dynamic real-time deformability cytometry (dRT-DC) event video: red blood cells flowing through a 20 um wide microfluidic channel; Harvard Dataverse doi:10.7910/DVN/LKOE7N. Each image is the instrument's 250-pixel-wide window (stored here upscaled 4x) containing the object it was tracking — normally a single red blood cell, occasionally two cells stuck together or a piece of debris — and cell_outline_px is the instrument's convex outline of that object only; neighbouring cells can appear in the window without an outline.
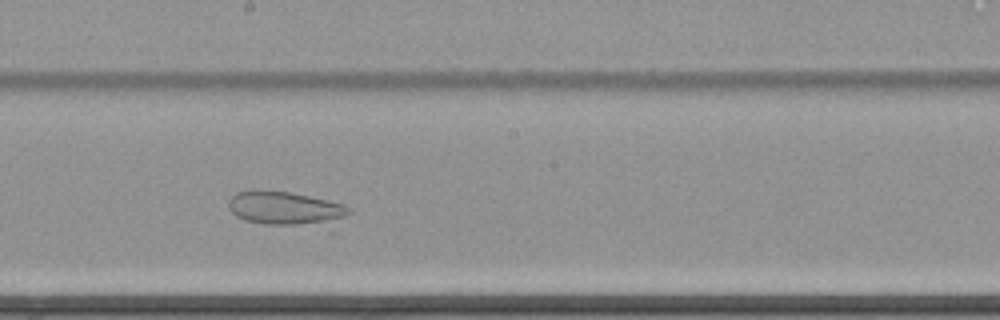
{"species": "common noctule bat (a hibernating species)", "species_latin": "Nyctalus noctula", "temperature_condition": "cold", "stored_images_in_passage": 43, "camera_frame_rate_fps": 3000, "um_per_image_px": 0.085, "animal": {"sex": "female", "body_mass_g": 22.7, "forearm_length_mm": 54.2}, "frame": {"image": 1, "passage_image": 17, "time_ms": 5.333, "image_size_px": [1000, 320], "cell_outline_px": [[352, 212], [332, 232], [264, 224], [244, 220], [236, 216], [228, 208], [228, 200], [236, 192], [252, 188], [260, 188], [292, 192], [344, 204], [352, 208]], "centroid_in_image_um": [24.47, 17.81], "position_along_channel_um": 223.7, "area_um2": 26.65}}
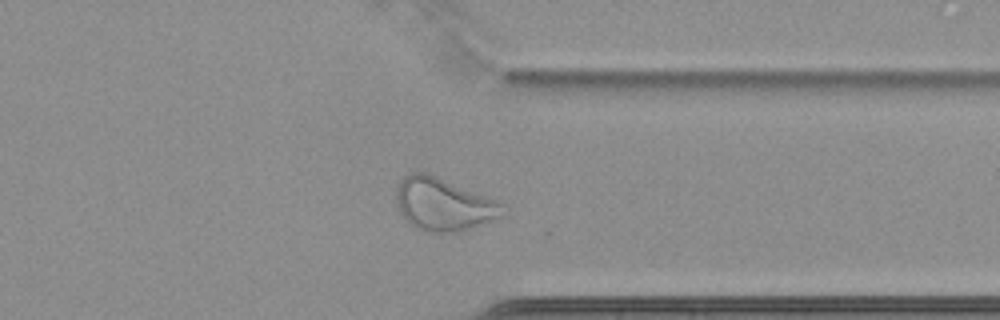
{"frame": {"image": 2, "passage_image": 30, "time_ms": 9.667, "image_size_px": [1000, 320], "cell_outline_px": [[504, 204], [500, 216], [492, 220], [456, 232], [432, 232], [416, 228], [396, 208], [396, 188], [400, 180], [404, 176], [412, 172], [424, 172], [436, 176], [496, 200]], "centroid_in_image_um": [37.63, 17.35], "position_along_channel_um": 373.8, "area_um2": 32.08}}
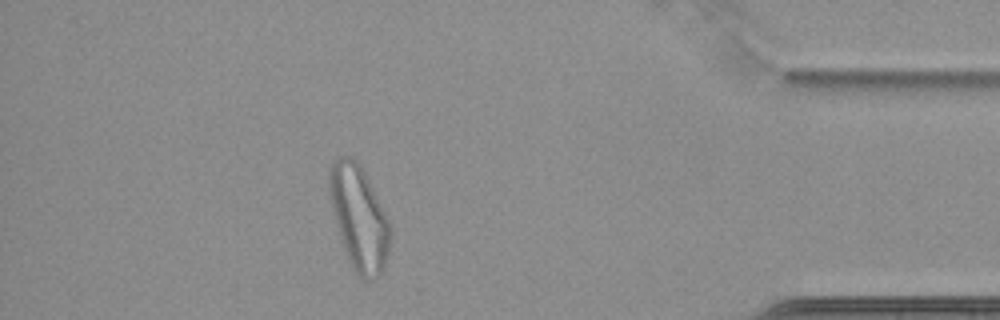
{"frame": {"image": 3, "passage_image": 36, "time_ms": 11.667, "image_size_px": [1000, 320], "cell_outline_px": [[392, 232], [388, 256], [384, 268], [380, 276], [376, 280], [364, 280], [352, 268], [348, 260], [336, 224], [328, 196], [328, 168], [340, 156], [352, 156], [360, 164], [392, 228]], "centroid_in_image_um": [30.51, 18.54], "position_along_channel_um": 404.7, "area_um2": 37.17}}